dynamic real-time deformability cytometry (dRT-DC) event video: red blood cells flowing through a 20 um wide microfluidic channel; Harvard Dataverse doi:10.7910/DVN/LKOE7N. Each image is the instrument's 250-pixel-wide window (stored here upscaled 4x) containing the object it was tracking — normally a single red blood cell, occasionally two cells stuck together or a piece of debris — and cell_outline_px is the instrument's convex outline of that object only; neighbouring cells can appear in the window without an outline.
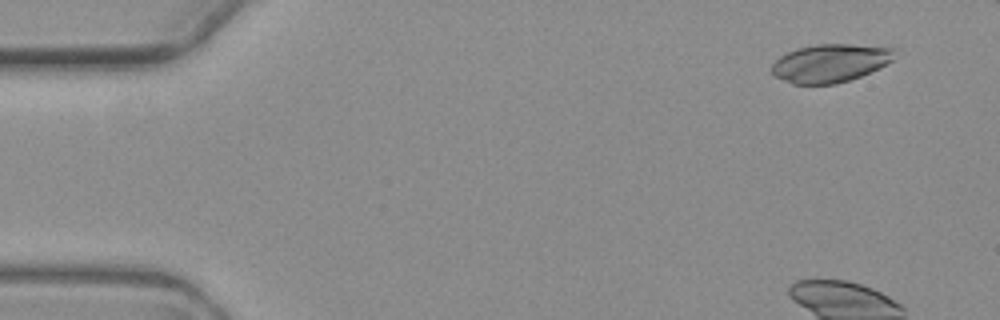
{"species": "common noctule bat (a hibernating species)", "species_latin": "Nyctalus noctula", "temperature_condition": "warm", "stored_images_in_passage": 6, "camera_frame_rate_fps": 3000, "um_per_image_px": 0.085, "animal": {"sex": "female", "body_mass_g": 19.3, "forearm_length_mm": 54.1}, "frame": {"image": 1, "passage_image": 1, "time_ms": 0.0, "image_size_px": [1000, 320], "cell_outline_px": [[896, 48], [892, 60], [880, 68], [860, 76], [836, 84], [792, 84], [776, 76], [772, 72], [772, 64], [780, 56], [796, 48], [816, 44], [848, 44]], "centroid_in_image_um": [70.57, 5.36], "position_along_channel_um": 14.4, "area_um2": 27.22}}